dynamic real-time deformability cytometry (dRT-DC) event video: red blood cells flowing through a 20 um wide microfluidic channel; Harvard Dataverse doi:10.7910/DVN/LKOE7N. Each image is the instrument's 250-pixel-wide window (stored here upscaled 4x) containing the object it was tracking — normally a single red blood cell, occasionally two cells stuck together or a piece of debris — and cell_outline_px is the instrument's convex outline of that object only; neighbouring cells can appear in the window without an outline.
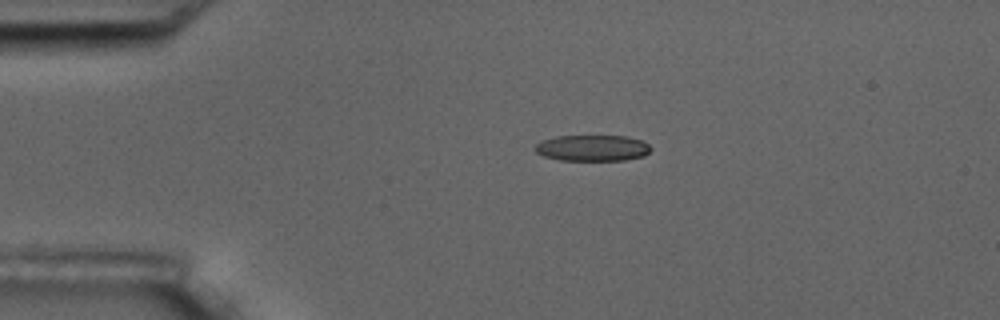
{"species": "common noctule bat (a hibernating species)", "species_latin": "Nyctalus noctula", "temperature_condition": "room temperature", "stored_images_in_passage": 3, "camera_frame_rate_fps": 3000, "um_per_image_px": 0.085, "animal": {"sex": "male", "body_mass_g": 17.5, "forearm_length_mm": 52.3}, "frame": {"image": 1, "passage_image": 1, "time_ms": 0.0, "image_size_px": [1000, 320], "cell_outline_px": [[652, 148], [644, 156], [624, 160], [560, 160], [544, 156], [536, 152], [532, 148], [540, 140], [556, 136], [628, 136], [640, 140], [648, 144]], "centroid_in_image_um": [50.32, 12.57], "position_along_channel_um": 34.7, "area_um2": 17.69}}
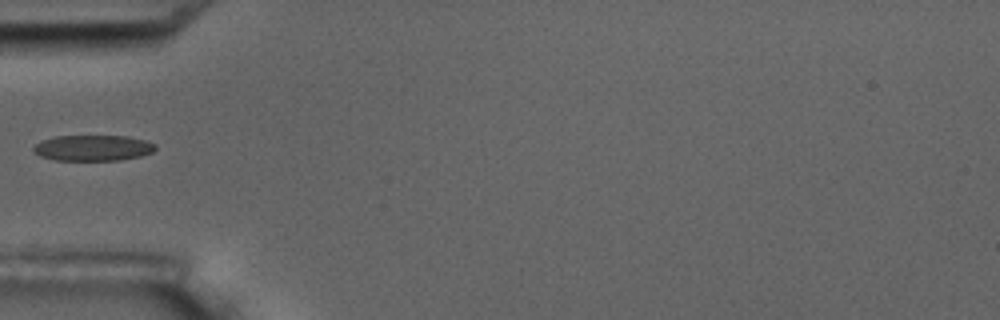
{"frame": {"image": 2, "passage_image": 3, "time_ms": 2.333, "image_size_px": [1000, 320], "cell_outline_px": [[156, 148], [152, 152], [140, 156], [120, 160], [52, 160], [40, 156], [32, 152], [32, 148], [40, 140], [56, 136], [128, 136], [144, 140], [156, 144]], "centroid_in_image_um": [7.86, 12.57], "position_along_channel_um": 77.1, "area_um2": 18.44}}